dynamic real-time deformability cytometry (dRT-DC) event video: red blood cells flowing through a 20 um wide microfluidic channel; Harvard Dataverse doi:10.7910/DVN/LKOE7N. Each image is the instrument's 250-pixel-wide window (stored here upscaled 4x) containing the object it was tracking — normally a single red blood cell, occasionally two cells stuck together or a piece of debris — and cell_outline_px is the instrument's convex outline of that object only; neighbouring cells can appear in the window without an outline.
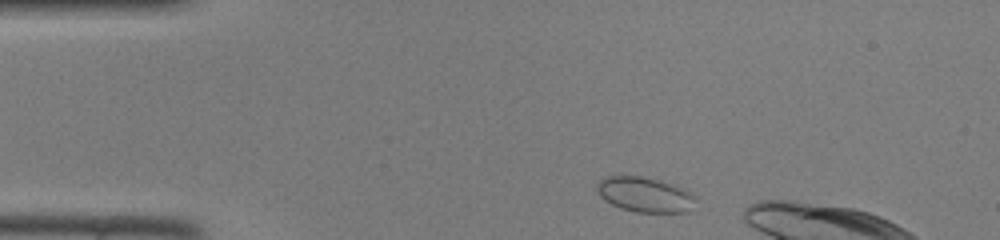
{"species": "common noctule bat (a hibernating species)", "species_latin": "Nyctalus noctula", "temperature_condition": "room temperature", "stored_images_in_passage": 7, "camera_frame_rate_fps": 3000, "um_per_image_px": 0.085, "animal": {"sex": "female", "body_mass_g": 22.0, "forearm_length_mm": 56.7}, "frame": {"image": 1, "passage_image": 2, "time_ms": 0.333, "image_size_px": [1000, 240], "cell_outline_px": [[696, 196], [688, 212], [636, 212], [620, 208], [604, 200], [596, 192], [596, 184], [604, 176], [640, 176], [660, 180], [672, 184], [692, 192]], "centroid_in_image_um": [54.77, 16.53], "position_along_channel_um": 30.2, "area_um2": 20.17}}